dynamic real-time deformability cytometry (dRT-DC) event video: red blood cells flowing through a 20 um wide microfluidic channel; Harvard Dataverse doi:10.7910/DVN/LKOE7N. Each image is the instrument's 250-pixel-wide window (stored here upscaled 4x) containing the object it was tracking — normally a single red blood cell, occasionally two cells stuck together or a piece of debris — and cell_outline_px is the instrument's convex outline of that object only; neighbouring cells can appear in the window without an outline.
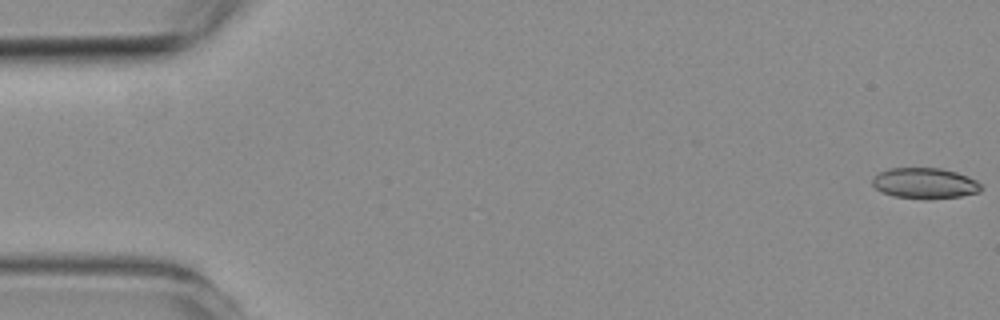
{"species": "common noctule bat (a hibernating species)", "species_latin": "Nyctalus noctula", "temperature_condition": "room temperature", "stored_images_in_passage": 5, "camera_frame_rate_fps": 3000, "um_per_image_px": 0.085, "animal": {"sex": "female", "body_mass_g": 19.3, "forearm_length_mm": 54.1}, "frame": {"image": 1, "passage_image": 1, "time_ms": 0.0, "image_size_px": [1000, 320], "cell_outline_px": [[980, 188], [976, 192], [960, 196], [896, 196], [884, 192], [876, 188], [872, 184], [872, 176], [888, 168], [940, 168], [956, 172], [968, 176], [976, 180], [980, 184]], "centroid_in_image_um": [78.56, 15.51], "position_along_channel_um": 6.4, "area_um2": 18.44}}
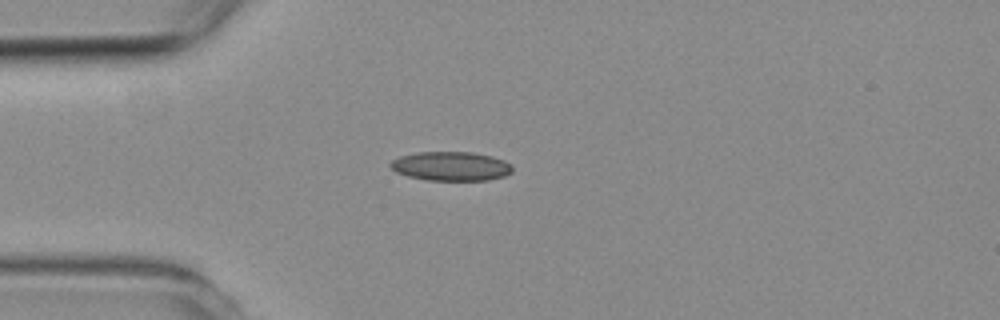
{"frame": {"image": 2, "passage_image": 5, "time_ms": 4.333, "image_size_px": [1000, 320], "cell_outline_px": [[512, 172], [504, 176], [488, 180], [428, 180], [408, 176], [396, 172], [388, 164], [392, 160], [400, 156], [420, 152], [472, 152], [492, 156], [504, 160], [512, 164]], "centroid_in_image_um": [38.35, 14.12], "position_along_channel_um": 46.7, "area_um2": 20.69}}